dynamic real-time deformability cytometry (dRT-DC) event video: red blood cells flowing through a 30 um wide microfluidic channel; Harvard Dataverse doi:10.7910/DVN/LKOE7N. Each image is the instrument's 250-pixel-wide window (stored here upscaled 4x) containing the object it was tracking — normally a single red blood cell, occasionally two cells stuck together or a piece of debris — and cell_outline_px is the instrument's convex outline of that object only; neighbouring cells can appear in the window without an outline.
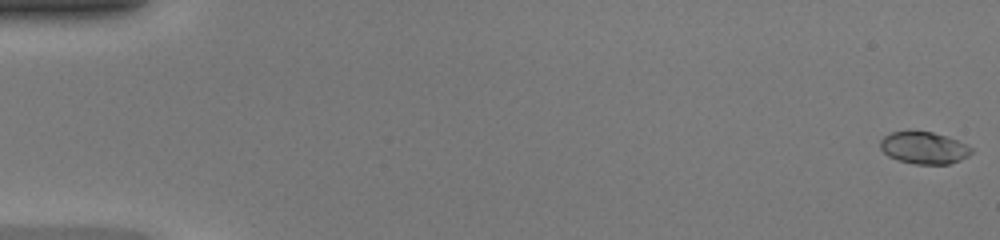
{"species": "common noctule bat (a hibernating species)", "species_latin": "Nyctalus noctula", "temperature_condition": "warm", "stored_images_in_passage": 49, "camera_frame_rate_fps": 3000, "um_per_image_px": 0.085, "animal": {"sex": "female", "body_mass_g": 20.0, "forearm_length_mm": 54.0}, "frame": {"image": 1, "passage_image": 1, "time_ms": 0.0, "image_size_px": [1000, 240], "cell_outline_px": [[972, 152], [968, 156], [960, 160], [948, 164], [916, 164], [900, 160], [888, 156], [880, 148], [880, 140], [884, 136], [892, 132], [908, 128], [932, 132], [948, 136], [972, 148]], "centroid_in_image_um": [78.5, 12.52], "position_along_channel_um": 6.5, "area_um2": 17.34}}
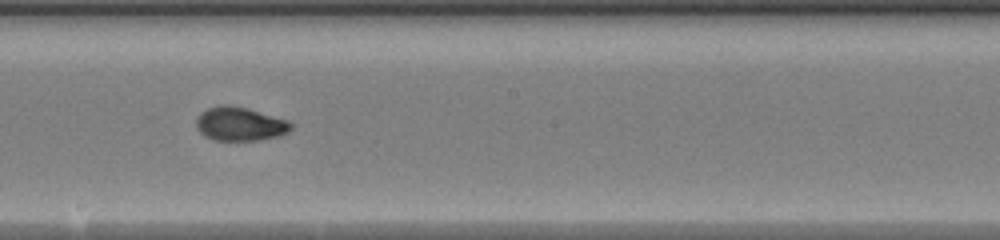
{"frame": {"image": 2, "passage_image": 28, "time_ms": 9.0, "image_size_px": [1000, 240], "cell_outline_px": [[292, 128], [288, 132], [280, 136], [260, 140], [212, 140], [204, 136], [196, 128], [196, 116], [200, 112], [208, 108], [220, 104], [228, 104], [248, 108], [288, 120], [292, 124]], "centroid_in_image_um": [20.37, 10.53], "position_along_channel_um": 227.8, "area_um2": 18.96}}
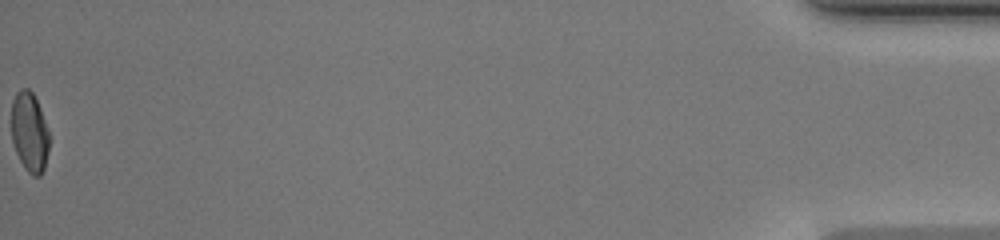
{"frame": {"image": 3, "passage_image": 49, "time_ms": 16.0, "image_size_px": [1000, 240], "cell_outline_px": [[48, 152], [44, 168], [40, 176], [32, 176], [24, 168], [16, 152], [12, 140], [12, 100], [16, 92], [20, 88], [28, 88], [32, 92], [40, 108], [48, 132]], "centroid_in_image_um": [2.49, 11.23], "position_along_channel_um": 432.7, "area_um2": 17.4}, "authors_computed_cell_mechanics": {"area_um2": 17.9758, "velocity_mm_per_s": 4.3396, "shape_relaxation_time_tau1_ms": 3.3259, "shape_relaxation_time_tau2_ms": 0.8758, "deformation_change_tau1": 0.2101, "deformation_change_tau2": 0.0538}}